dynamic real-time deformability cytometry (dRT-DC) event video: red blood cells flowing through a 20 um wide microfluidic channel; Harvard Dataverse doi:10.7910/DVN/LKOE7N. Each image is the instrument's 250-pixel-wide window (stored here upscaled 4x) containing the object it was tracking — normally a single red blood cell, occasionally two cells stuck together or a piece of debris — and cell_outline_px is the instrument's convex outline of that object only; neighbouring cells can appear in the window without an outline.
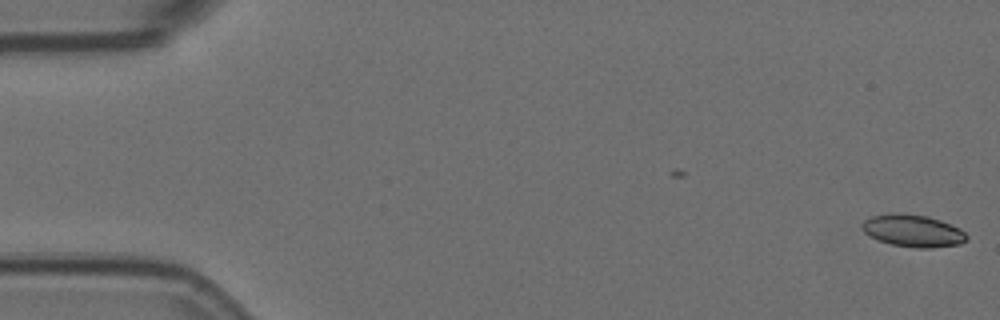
{"species": "Egyptian fruit bat (a non-hibernating species)", "species_latin": "Rousettus aegyptiacus", "temperature_condition": "room temperature", "stored_images_in_passage": 49, "camera_frame_rate_fps": 3000, "um_per_image_px": 0.085, "animal": {"sex": "female"}, "frame": {"image": 1, "passage_image": 1, "time_ms": 0.0, "image_size_px": [1000, 320], "cell_outline_px": [[968, 240], [960, 244], [932, 248], [916, 248], [892, 244], [880, 240], [864, 232], [860, 228], [864, 220], [872, 216], [928, 216], [940, 220], [960, 228], [968, 236]], "centroid_in_image_um": [77.68, 19.67], "position_along_channel_um": 7.3, "area_um2": 18.84}}
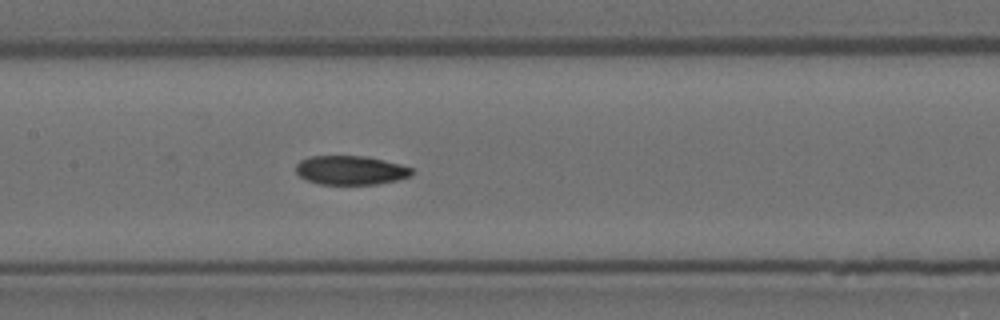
{"frame": {"image": 2, "passage_image": 27, "time_ms": 8.667, "image_size_px": [1000, 320], "cell_outline_px": [[412, 176], [396, 180], [376, 184], [320, 184], [308, 180], [300, 176], [296, 172], [296, 164], [300, 160], [312, 156], [364, 156], [400, 164], [412, 168]], "centroid_in_image_um": [29.8, 14.47], "position_along_channel_um": 177.6, "area_um2": 19.42}}
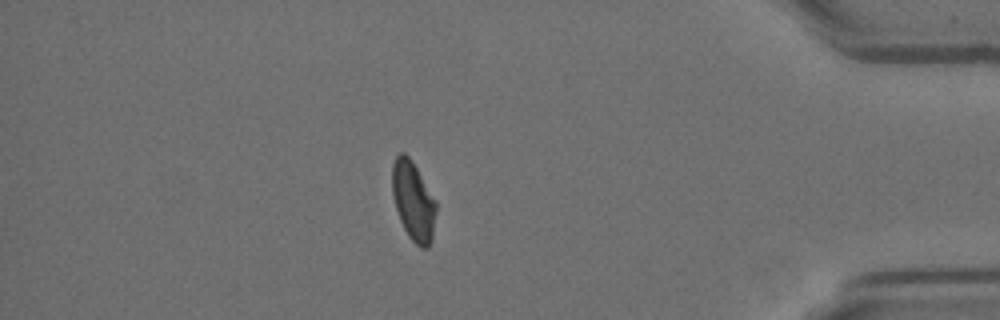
{"frame": {"image": 3, "passage_image": 49, "time_ms": 16.0, "image_size_px": [1000, 320], "cell_outline_px": [[436, 212], [432, 240], [428, 248], [420, 248], [408, 236], [400, 220], [396, 208], [392, 192], [392, 164], [396, 156], [400, 152], [404, 152], [408, 156], [416, 168], [436, 200]], "centroid_in_image_um": [35.13, 17.1], "position_along_channel_um": 400.1, "area_um2": 20.17}, "authors_computed_cell_mechanics": {"area_um2": 20.1144, "velocity_mm_per_s": 3.5849, "shape_relaxation_time_tau1_ms": null, "shape_relaxation_time_tau2_ms": 6.386, "deformation_change_tau1": null, "deformation_change_tau2": 0.1182}}